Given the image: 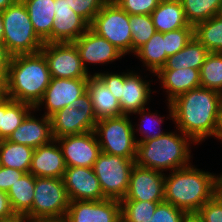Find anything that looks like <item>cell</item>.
Masks as SVG:
<instances>
[{
    "instance_id": "1",
    "label": "cell",
    "mask_w": 222,
    "mask_h": 222,
    "mask_svg": "<svg viewBox=\"0 0 222 222\" xmlns=\"http://www.w3.org/2000/svg\"><path fill=\"white\" fill-rule=\"evenodd\" d=\"M222 94L204 87L192 89L177 96L168 104L171 120L196 144L213 137Z\"/></svg>"
},
{
    "instance_id": "2",
    "label": "cell",
    "mask_w": 222,
    "mask_h": 222,
    "mask_svg": "<svg viewBox=\"0 0 222 222\" xmlns=\"http://www.w3.org/2000/svg\"><path fill=\"white\" fill-rule=\"evenodd\" d=\"M219 175L202 171L192 164L165 175L164 201L183 210L189 216L216 195Z\"/></svg>"
},
{
    "instance_id": "3",
    "label": "cell",
    "mask_w": 222,
    "mask_h": 222,
    "mask_svg": "<svg viewBox=\"0 0 222 222\" xmlns=\"http://www.w3.org/2000/svg\"><path fill=\"white\" fill-rule=\"evenodd\" d=\"M50 80L48 63L41 51L14 55L5 78L4 95L35 108Z\"/></svg>"
},
{
    "instance_id": "4",
    "label": "cell",
    "mask_w": 222,
    "mask_h": 222,
    "mask_svg": "<svg viewBox=\"0 0 222 222\" xmlns=\"http://www.w3.org/2000/svg\"><path fill=\"white\" fill-rule=\"evenodd\" d=\"M166 134L144 142H137L135 163L139 166L164 172L173 171L191 164V147L194 141L183 134ZM190 162V163H189Z\"/></svg>"
},
{
    "instance_id": "5",
    "label": "cell",
    "mask_w": 222,
    "mask_h": 222,
    "mask_svg": "<svg viewBox=\"0 0 222 222\" xmlns=\"http://www.w3.org/2000/svg\"><path fill=\"white\" fill-rule=\"evenodd\" d=\"M2 19L3 44L13 56L41 51L44 42L35 33L22 0H17L2 11Z\"/></svg>"
},
{
    "instance_id": "6",
    "label": "cell",
    "mask_w": 222,
    "mask_h": 222,
    "mask_svg": "<svg viewBox=\"0 0 222 222\" xmlns=\"http://www.w3.org/2000/svg\"><path fill=\"white\" fill-rule=\"evenodd\" d=\"M93 75H97L119 100L123 115H131V113L146 109L145 105L151 98V85L137 72L131 70L122 74L97 72Z\"/></svg>"
},
{
    "instance_id": "7",
    "label": "cell",
    "mask_w": 222,
    "mask_h": 222,
    "mask_svg": "<svg viewBox=\"0 0 222 222\" xmlns=\"http://www.w3.org/2000/svg\"><path fill=\"white\" fill-rule=\"evenodd\" d=\"M129 115L103 118L95 125L101 152L136 160L137 141Z\"/></svg>"
},
{
    "instance_id": "8",
    "label": "cell",
    "mask_w": 222,
    "mask_h": 222,
    "mask_svg": "<svg viewBox=\"0 0 222 222\" xmlns=\"http://www.w3.org/2000/svg\"><path fill=\"white\" fill-rule=\"evenodd\" d=\"M69 204L63 179L35 177L33 205L26 216L31 220L64 219Z\"/></svg>"
},
{
    "instance_id": "9",
    "label": "cell",
    "mask_w": 222,
    "mask_h": 222,
    "mask_svg": "<svg viewBox=\"0 0 222 222\" xmlns=\"http://www.w3.org/2000/svg\"><path fill=\"white\" fill-rule=\"evenodd\" d=\"M89 28L107 39L123 55L132 53V32L129 14L116 2L109 0L89 24Z\"/></svg>"
},
{
    "instance_id": "10",
    "label": "cell",
    "mask_w": 222,
    "mask_h": 222,
    "mask_svg": "<svg viewBox=\"0 0 222 222\" xmlns=\"http://www.w3.org/2000/svg\"><path fill=\"white\" fill-rule=\"evenodd\" d=\"M134 165L135 160L103 152L99 154L92 168L107 199L121 201L125 197Z\"/></svg>"
},
{
    "instance_id": "11",
    "label": "cell",
    "mask_w": 222,
    "mask_h": 222,
    "mask_svg": "<svg viewBox=\"0 0 222 222\" xmlns=\"http://www.w3.org/2000/svg\"><path fill=\"white\" fill-rule=\"evenodd\" d=\"M50 119L54 139L94 131L98 121L87 92L74 100L70 106L55 112Z\"/></svg>"
},
{
    "instance_id": "12",
    "label": "cell",
    "mask_w": 222,
    "mask_h": 222,
    "mask_svg": "<svg viewBox=\"0 0 222 222\" xmlns=\"http://www.w3.org/2000/svg\"><path fill=\"white\" fill-rule=\"evenodd\" d=\"M41 52L53 78L79 79L91 76L83 67L74 43H44Z\"/></svg>"
},
{
    "instance_id": "13",
    "label": "cell",
    "mask_w": 222,
    "mask_h": 222,
    "mask_svg": "<svg viewBox=\"0 0 222 222\" xmlns=\"http://www.w3.org/2000/svg\"><path fill=\"white\" fill-rule=\"evenodd\" d=\"M164 179L165 173L135 163L128 191L121 201L164 202Z\"/></svg>"
},
{
    "instance_id": "14",
    "label": "cell",
    "mask_w": 222,
    "mask_h": 222,
    "mask_svg": "<svg viewBox=\"0 0 222 222\" xmlns=\"http://www.w3.org/2000/svg\"><path fill=\"white\" fill-rule=\"evenodd\" d=\"M66 167H93L101 153L94 131L79 135H67L56 139Z\"/></svg>"
},
{
    "instance_id": "15",
    "label": "cell",
    "mask_w": 222,
    "mask_h": 222,
    "mask_svg": "<svg viewBox=\"0 0 222 222\" xmlns=\"http://www.w3.org/2000/svg\"><path fill=\"white\" fill-rule=\"evenodd\" d=\"M88 78L66 79L51 77L50 84L44 92L40 102L35 107L39 110L45 105L46 116H51L55 112L70 106L72 102L87 92Z\"/></svg>"
},
{
    "instance_id": "16",
    "label": "cell",
    "mask_w": 222,
    "mask_h": 222,
    "mask_svg": "<svg viewBox=\"0 0 222 222\" xmlns=\"http://www.w3.org/2000/svg\"><path fill=\"white\" fill-rule=\"evenodd\" d=\"M65 222H119L120 200L70 201Z\"/></svg>"
},
{
    "instance_id": "17",
    "label": "cell",
    "mask_w": 222,
    "mask_h": 222,
    "mask_svg": "<svg viewBox=\"0 0 222 222\" xmlns=\"http://www.w3.org/2000/svg\"><path fill=\"white\" fill-rule=\"evenodd\" d=\"M62 179L70 201L107 199L92 167H66Z\"/></svg>"
},
{
    "instance_id": "18",
    "label": "cell",
    "mask_w": 222,
    "mask_h": 222,
    "mask_svg": "<svg viewBox=\"0 0 222 222\" xmlns=\"http://www.w3.org/2000/svg\"><path fill=\"white\" fill-rule=\"evenodd\" d=\"M51 43H73L89 29V23L71 9L67 0H55Z\"/></svg>"
},
{
    "instance_id": "19",
    "label": "cell",
    "mask_w": 222,
    "mask_h": 222,
    "mask_svg": "<svg viewBox=\"0 0 222 222\" xmlns=\"http://www.w3.org/2000/svg\"><path fill=\"white\" fill-rule=\"evenodd\" d=\"M73 43L77 47L83 67L88 73V64H109L124 56L107 39L99 36L90 28Z\"/></svg>"
},
{
    "instance_id": "20",
    "label": "cell",
    "mask_w": 222,
    "mask_h": 222,
    "mask_svg": "<svg viewBox=\"0 0 222 222\" xmlns=\"http://www.w3.org/2000/svg\"><path fill=\"white\" fill-rule=\"evenodd\" d=\"M66 165L56 139L34 149L29 173L34 177L63 178Z\"/></svg>"
},
{
    "instance_id": "21",
    "label": "cell",
    "mask_w": 222,
    "mask_h": 222,
    "mask_svg": "<svg viewBox=\"0 0 222 222\" xmlns=\"http://www.w3.org/2000/svg\"><path fill=\"white\" fill-rule=\"evenodd\" d=\"M30 112L23 122L8 137V141L37 148L51 142L53 138L51 119L45 114L36 118Z\"/></svg>"
},
{
    "instance_id": "22",
    "label": "cell",
    "mask_w": 222,
    "mask_h": 222,
    "mask_svg": "<svg viewBox=\"0 0 222 222\" xmlns=\"http://www.w3.org/2000/svg\"><path fill=\"white\" fill-rule=\"evenodd\" d=\"M154 76L158 77L163 90L166 89L168 103L177 96L201 86L200 70L193 68L159 70Z\"/></svg>"
},
{
    "instance_id": "23",
    "label": "cell",
    "mask_w": 222,
    "mask_h": 222,
    "mask_svg": "<svg viewBox=\"0 0 222 222\" xmlns=\"http://www.w3.org/2000/svg\"><path fill=\"white\" fill-rule=\"evenodd\" d=\"M87 93L92 101L97 120L123 115L119 100L115 98L108 86L97 75H91L88 78Z\"/></svg>"
},
{
    "instance_id": "24",
    "label": "cell",
    "mask_w": 222,
    "mask_h": 222,
    "mask_svg": "<svg viewBox=\"0 0 222 222\" xmlns=\"http://www.w3.org/2000/svg\"><path fill=\"white\" fill-rule=\"evenodd\" d=\"M150 15L157 32L194 28L188 23L180 0H161Z\"/></svg>"
},
{
    "instance_id": "25",
    "label": "cell",
    "mask_w": 222,
    "mask_h": 222,
    "mask_svg": "<svg viewBox=\"0 0 222 222\" xmlns=\"http://www.w3.org/2000/svg\"><path fill=\"white\" fill-rule=\"evenodd\" d=\"M37 36L51 43V30L55 16V0H22Z\"/></svg>"
},
{
    "instance_id": "26",
    "label": "cell",
    "mask_w": 222,
    "mask_h": 222,
    "mask_svg": "<svg viewBox=\"0 0 222 222\" xmlns=\"http://www.w3.org/2000/svg\"><path fill=\"white\" fill-rule=\"evenodd\" d=\"M210 52L195 37L179 52L168 56L165 66L160 70L193 68L200 70Z\"/></svg>"
},
{
    "instance_id": "27",
    "label": "cell",
    "mask_w": 222,
    "mask_h": 222,
    "mask_svg": "<svg viewBox=\"0 0 222 222\" xmlns=\"http://www.w3.org/2000/svg\"><path fill=\"white\" fill-rule=\"evenodd\" d=\"M33 152L30 146L0 140V166L29 173Z\"/></svg>"
},
{
    "instance_id": "28",
    "label": "cell",
    "mask_w": 222,
    "mask_h": 222,
    "mask_svg": "<svg viewBox=\"0 0 222 222\" xmlns=\"http://www.w3.org/2000/svg\"><path fill=\"white\" fill-rule=\"evenodd\" d=\"M165 39L163 33L155 32L152 37L141 46L134 56H138L143 61V66L154 75L165 66L168 56L166 55Z\"/></svg>"
},
{
    "instance_id": "29",
    "label": "cell",
    "mask_w": 222,
    "mask_h": 222,
    "mask_svg": "<svg viewBox=\"0 0 222 222\" xmlns=\"http://www.w3.org/2000/svg\"><path fill=\"white\" fill-rule=\"evenodd\" d=\"M35 193V177L25 173L7 192L10 204L16 214H27L33 205Z\"/></svg>"
},
{
    "instance_id": "30",
    "label": "cell",
    "mask_w": 222,
    "mask_h": 222,
    "mask_svg": "<svg viewBox=\"0 0 222 222\" xmlns=\"http://www.w3.org/2000/svg\"><path fill=\"white\" fill-rule=\"evenodd\" d=\"M194 37L209 52L222 53V13L195 25Z\"/></svg>"
},
{
    "instance_id": "31",
    "label": "cell",
    "mask_w": 222,
    "mask_h": 222,
    "mask_svg": "<svg viewBox=\"0 0 222 222\" xmlns=\"http://www.w3.org/2000/svg\"><path fill=\"white\" fill-rule=\"evenodd\" d=\"M185 17L191 26L222 13V0H180Z\"/></svg>"
},
{
    "instance_id": "32",
    "label": "cell",
    "mask_w": 222,
    "mask_h": 222,
    "mask_svg": "<svg viewBox=\"0 0 222 222\" xmlns=\"http://www.w3.org/2000/svg\"><path fill=\"white\" fill-rule=\"evenodd\" d=\"M37 111L29 104L15 101L5 96V114L3 128H0V140L8 139L12 132L23 122L31 111Z\"/></svg>"
},
{
    "instance_id": "33",
    "label": "cell",
    "mask_w": 222,
    "mask_h": 222,
    "mask_svg": "<svg viewBox=\"0 0 222 222\" xmlns=\"http://www.w3.org/2000/svg\"><path fill=\"white\" fill-rule=\"evenodd\" d=\"M200 84L222 94V53L208 54L200 69Z\"/></svg>"
},
{
    "instance_id": "34",
    "label": "cell",
    "mask_w": 222,
    "mask_h": 222,
    "mask_svg": "<svg viewBox=\"0 0 222 222\" xmlns=\"http://www.w3.org/2000/svg\"><path fill=\"white\" fill-rule=\"evenodd\" d=\"M161 202L120 201L121 219L124 222H150Z\"/></svg>"
},
{
    "instance_id": "35",
    "label": "cell",
    "mask_w": 222,
    "mask_h": 222,
    "mask_svg": "<svg viewBox=\"0 0 222 222\" xmlns=\"http://www.w3.org/2000/svg\"><path fill=\"white\" fill-rule=\"evenodd\" d=\"M132 32V53L143 46L156 32L151 15H129Z\"/></svg>"
},
{
    "instance_id": "36",
    "label": "cell",
    "mask_w": 222,
    "mask_h": 222,
    "mask_svg": "<svg viewBox=\"0 0 222 222\" xmlns=\"http://www.w3.org/2000/svg\"><path fill=\"white\" fill-rule=\"evenodd\" d=\"M147 110H149L148 107L146 110L144 108V109L139 110L136 113H133V114H139L142 117L140 119L141 124L136 125V126H139V128L138 127H137V129L133 128L134 134H135V130L136 131L138 130L139 133H141V135H142L141 139H136L137 142H144V141H147V140H150L153 138H157V137L162 136L167 133V132H163V130L161 131V128H160L161 123H163V121H164L163 117L157 116V113H153V112L151 113V111H147ZM145 111H147V112H145ZM146 124H147L148 128L143 126ZM156 124L159 125L158 131H157V128H155ZM155 129H156V131H155Z\"/></svg>"
},
{
    "instance_id": "37",
    "label": "cell",
    "mask_w": 222,
    "mask_h": 222,
    "mask_svg": "<svg viewBox=\"0 0 222 222\" xmlns=\"http://www.w3.org/2000/svg\"><path fill=\"white\" fill-rule=\"evenodd\" d=\"M194 37V28H181L163 33L166 55L171 56L183 49Z\"/></svg>"
},
{
    "instance_id": "38",
    "label": "cell",
    "mask_w": 222,
    "mask_h": 222,
    "mask_svg": "<svg viewBox=\"0 0 222 222\" xmlns=\"http://www.w3.org/2000/svg\"><path fill=\"white\" fill-rule=\"evenodd\" d=\"M71 9L89 24L109 0H67Z\"/></svg>"
},
{
    "instance_id": "39",
    "label": "cell",
    "mask_w": 222,
    "mask_h": 222,
    "mask_svg": "<svg viewBox=\"0 0 222 222\" xmlns=\"http://www.w3.org/2000/svg\"><path fill=\"white\" fill-rule=\"evenodd\" d=\"M188 216L183 210L164 201L157 205L150 222H184Z\"/></svg>"
},
{
    "instance_id": "40",
    "label": "cell",
    "mask_w": 222,
    "mask_h": 222,
    "mask_svg": "<svg viewBox=\"0 0 222 222\" xmlns=\"http://www.w3.org/2000/svg\"><path fill=\"white\" fill-rule=\"evenodd\" d=\"M129 15H150L161 0H113Z\"/></svg>"
},
{
    "instance_id": "41",
    "label": "cell",
    "mask_w": 222,
    "mask_h": 222,
    "mask_svg": "<svg viewBox=\"0 0 222 222\" xmlns=\"http://www.w3.org/2000/svg\"><path fill=\"white\" fill-rule=\"evenodd\" d=\"M194 216L200 222H222V201L215 195Z\"/></svg>"
},
{
    "instance_id": "42",
    "label": "cell",
    "mask_w": 222,
    "mask_h": 222,
    "mask_svg": "<svg viewBox=\"0 0 222 222\" xmlns=\"http://www.w3.org/2000/svg\"><path fill=\"white\" fill-rule=\"evenodd\" d=\"M25 172L0 166V191L8 192L12 185L23 177Z\"/></svg>"
},
{
    "instance_id": "43",
    "label": "cell",
    "mask_w": 222,
    "mask_h": 222,
    "mask_svg": "<svg viewBox=\"0 0 222 222\" xmlns=\"http://www.w3.org/2000/svg\"><path fill=\"white\" fill-rule=\"evenodd\" d=\"M13 55L4 44H0V74L6 78Z\"/></svg>"
},
{
    "instance_id": "44",
    "label": "cell",
    "mask_w": 222,
    "mask_h": 222,
    "mask_svg": "<svg viewBox=\"0 0 222 222\" xmlns=\"http://www.w3.org/2000/svg\"><path fill=\"white\" fill-rule=\"evenodd\" d=\"M14 214L7 192L0 191V220L11 217Z\"/></svg>"
},
{
    "instance_id": "45",
    "label": "cell",
    "mask_w": 222,
    "mask_h": 222,
    "mask_svg": "<svg viewBox=\"0 0 222 222\" xmlns=\"http://www.w3.org/2000/svg\"><path fill=\"white\" fill-rule=\"evenodd\" d=\"M214 137L220 139L222 141V101L219 108L218 118H217V125L214 132Z\"/></svg>"
},
{
    "instance_id": "46",
    "label": "cell",
    "mask_w": 222,
    "mask_h": 222,
    "mask_svg": "<svg viewBox=\"0 0 222 222\" xmlns=\"http://www.w3.org/2000/svg\"><path fill=\"white\" fill-rule=\"evenodd\" d=\"M0 222H30L26 214H14L11 217L0 220Z\"/></svg>"
},
{
    "instance_id": "47",
    "label": "cell",
    "mask_w": 222,
    "mask_h": 222,
    "mask_svg": "<svg viewBox=\"0 0 222 222\" xmlns=\"http://www.w3.org/2000/svg\"><path fill=\"white\" fill-rule=\"evenodd\" d=\"M5 114V95H0V128H3Z\"/></svg>"
},
{
    "instance_id": "48",
    "label": "cell",
    "mask_w": 222,
    "mask_h": 222,
    "mask_svg": "<svg viewBox=\"0 0 222 222\" xmlns=\"http://www.w3.org/2000/svg\"><path fill=\"white\" fill-rule=\"evenodd\" d=\"M216 195L222 201V173L219 175L217 184H216Z\"/></svg>"
},
{
    "instance_id": "49",
    "label": "cell",
    "mask_w": 222,
    "mask_h": 222,
    "mask_svg": "<svg viewBox=\"0 0 222 222\" xmlns=\"http://www.w3.org/2000/svg\"><path fill=\"white\" fill-rule=\"evenodd\" d=\"M17 0H0V11H4Z\"/></svg>"
},
{
    "instance_id": "50",
    "label": "cell",
    "mask_w": 222,
    "mask_h": 222,
    "mask_svg": "<svg viewBox=\"0 0 222 222\" xmlns=\"http://www.w3.org/2000/svg\"><path fill=\"white\" fill-rule=\"evenodd\" d=\"M3 35H4L3 19H2V11H0V44H3Z\"/></svg>"
},
{
    "instance_id": "51",
    "label": "cell",
    "mask_w": 222,
    "mask_h": 222,
    "mask_svg": "<svg viewBox=\"0 0 222 222\" xmlns=\"http://www.w3.org/2000/svg\"><path fill=\"white\" fill-rule=\"evenodd\" d=\"M5 91V78L0 74V95H3Z\"/></svg>"
},
{
    "instance_id": "52",
    "label": "cell",
    "mask_w": 222,
    "mask_h": 222,
    "mask_svg": "<svg viewBox=\"0 0 222 222\" xmlns=\"http://www.w3.org/2000/svg\"><path fill=\"white\" fill-rule=\"evenodd\" d=\"M30 222H65L64 219L31 220Z\"/></svg>"
},
{
    "instance_id": "53",
    "label": "cell",
    "mask_w": 222,
    "mask_h": 222,
    "mask_svg": "<svg viewBox=\"0 0 222 222\" xmlns=\"http://www.w3.org/2000/svg\"><path fill=\"white\" fill-rule=\"evenodd\" d=\"M184 222H200V221L194 215H190Z\"/></svg>"
}]
</instances>
